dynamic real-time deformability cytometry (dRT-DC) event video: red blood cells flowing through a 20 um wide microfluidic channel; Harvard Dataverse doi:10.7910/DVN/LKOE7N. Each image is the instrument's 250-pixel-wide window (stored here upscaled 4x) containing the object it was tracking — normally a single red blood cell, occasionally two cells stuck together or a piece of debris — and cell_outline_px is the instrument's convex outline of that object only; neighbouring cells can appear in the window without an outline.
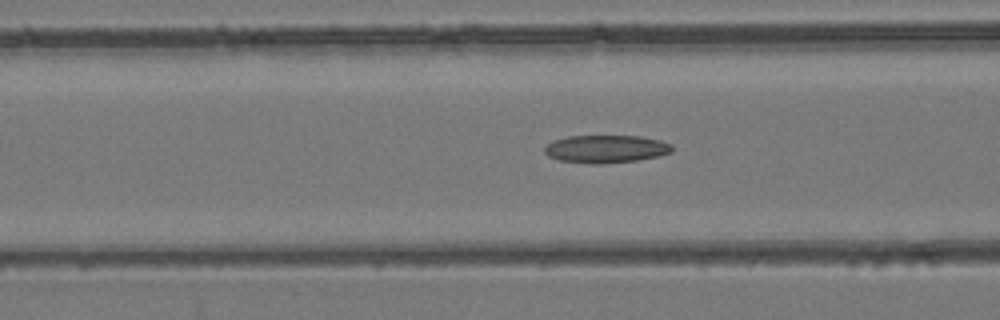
{"species": "common noctule bat (a hibernating species)", "species_latin": "Nyctalus noctula", "temperature_condition": "room temperature", "stored_images_in_passage": 49, "camera_frame_rate_fps": 3000, "um_per_image_px": 0.085, "animal": {"sex": "female", "body_mass_g": 24.6, "forearm_length_mm": 56.2}, "frame": {"image": 1, "passage_image": 20, "time_ms": 6.333, "image_size_px": [1000, 320], "cell_outline_px": [[672, 152], [656, 156], [636, 160], [600, 164], [592, 164], [560, 160], [548, 156], [544, 152], [544, 148], [552, 140], [568, 136], [640, 136], [660, 140], [672, 144]], "centroid_in_image_um": [51.48, 12.65], "position_along_channel_um": 115.1, "area_um2": 20.58}}
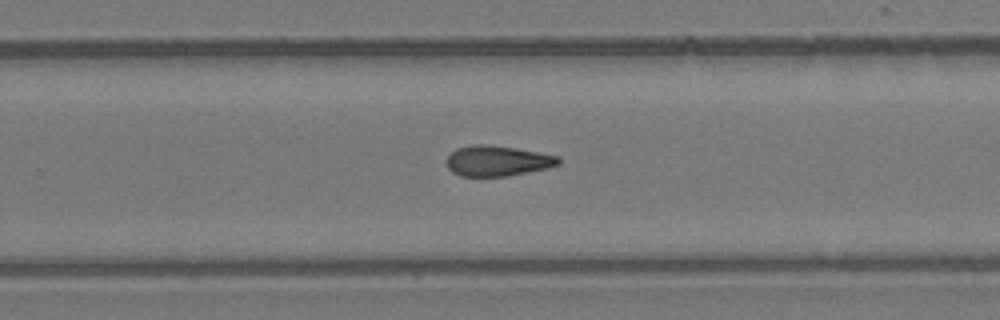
{"frame": {"image": 2, "passage_image": 32, "time_ms": 10.333, "image_size_px": [1000, 320], "cell_outline_px": [[560, 164], [548, 168], [508, 176], [460, 176], [452, 172], [448, 168], [448, 156], [456, 148], [472, 144], [488, 144], [516, 148], [560, 156]], "centroid_in_image_um": [42.3, 13.67], "position_along_channel_um": 287.5, "area_um2": 19.94}}
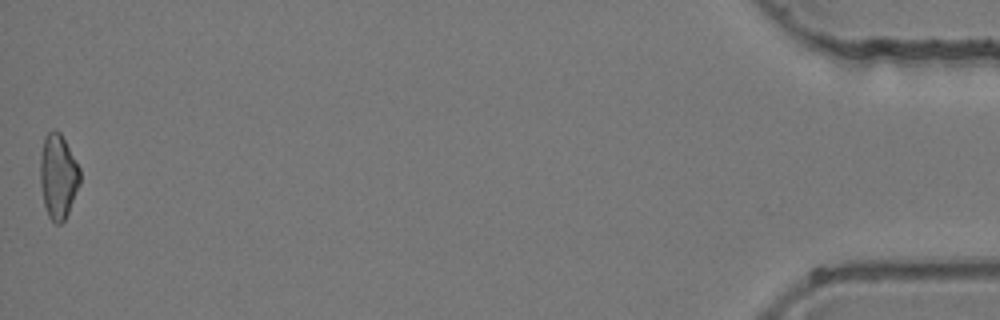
{"frame": {"image": 3, "passage_image": 49, "time_ms": 16.0, "image_size_px": [1000, 320], "cell_outline_px": [[80, 184], [68, 212], [64, 220], [60, 224], [56, 224], [48, 216], [44, 204], [40, 184], [40, 156], [44, 136], [52, 128], [56, 128], [60, 132], [80, 168]], "centroid_in_image_um": [4.93, 14.96], "position_along_channel_um": 430.3, "area_um2": 19.71}}